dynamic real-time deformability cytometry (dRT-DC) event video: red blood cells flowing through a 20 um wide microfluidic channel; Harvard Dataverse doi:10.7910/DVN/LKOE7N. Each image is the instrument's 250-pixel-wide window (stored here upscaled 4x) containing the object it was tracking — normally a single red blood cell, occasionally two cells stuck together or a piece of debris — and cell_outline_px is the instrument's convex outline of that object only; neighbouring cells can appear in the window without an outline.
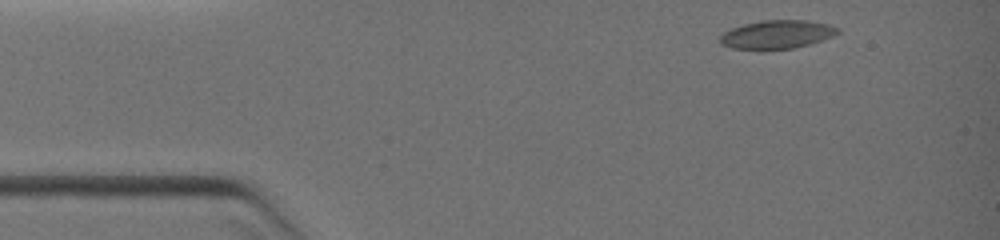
{"species": "common noctule bat (a hibernating species)", "species_latin": "Nyctalus noctula", "temperature_condition": "warm", "stored_images_in_passage": 16, "camera_frame_rate_fps": 3000, "um_per_image_px": 0.085, "animal": {"sex": "female", "body_mass_g": 19.0, "forearm_length_mm": 51.5}, "frame": {"image": 1, "passage_image": 1, "time_ms": 0.0, "image_size_px": [1000, 240], "cell_outline_px": [[840, 32], [824, 40], [792, 48], [732, 48], [720, 44], [720, 36], [724, 32], [732, 28], [744, 24], [760, 20], [808, 20], [828, 24], [840, 28]], "centroid_in_image_um": [66.07, 2.9], "position_along_channel_um": 18.9, "area_um2": 19.25}}
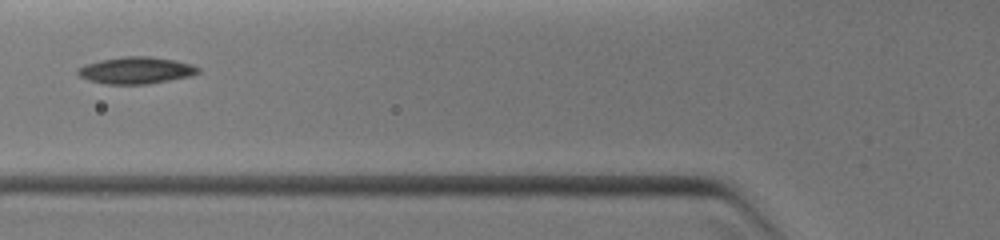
{"frame": {"image": 2, "passage_image": 10, "time_ms": 3.667, "image_size_px": [1000, 240], "cell_outline_px": [[200, 72], [192, 76], [148, 84], [104, 84], [88, 80], [80, 76], [76, 72], [76, 68], [84, 64], [100, 60], [124, 56], [148, 56], [176, 60], [192, 64], [200, 68]], "centroid_in_image_um": [11.56, 5.98], "position_along_channel_um": 114.2, "area_um2": 19.07}}
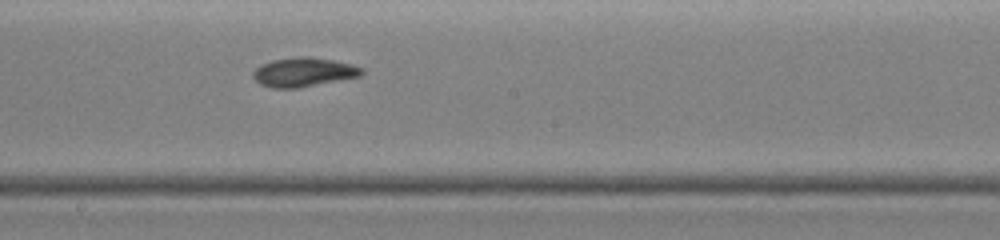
{"frame": {"image": 3, "passage_image": 16, "time_ms": 6.0, "image_size_px": [1000, 240], "cell_outline_px": [[364, 72], [360, 76], [296, 88], [272, 88], [260, 84], [252, 76], [252, 72], [260, 64], [272, 60], [300, 56], [308, 56], [336, 60], [352, 64], [364, 68]], "centroid_in_image_um": [25.8, 6.12], "position_along_channel_um": 222.4, "area_um2": 18.5}}